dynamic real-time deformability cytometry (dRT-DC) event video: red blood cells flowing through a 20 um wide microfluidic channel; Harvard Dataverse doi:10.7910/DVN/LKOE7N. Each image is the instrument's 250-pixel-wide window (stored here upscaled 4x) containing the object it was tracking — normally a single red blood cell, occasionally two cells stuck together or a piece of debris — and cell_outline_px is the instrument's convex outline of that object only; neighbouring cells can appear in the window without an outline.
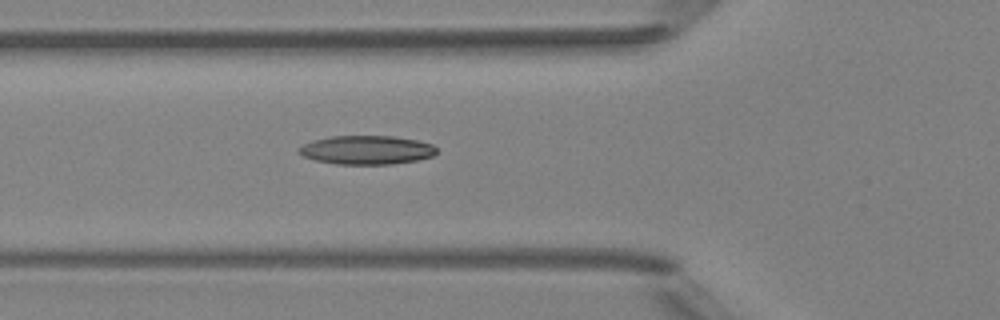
{"species": "Egyptian fruit bat (a non-hibernating species)", "species_latin": "Rousettus aegyptiacus", "temperature_condition": "room temperature", "stored_images_in_passage": 5, "camera_frame_rate_fps": 3000, "um_per_image_px": 0.085, "animal": {"sex": "female"}, "frame": {"image": 1, "passage_image": 5, "time_ms": 5.333, "image_size_px": [1000, 320], "cell_outline_px": [[436, 152], [432, 156], [416, 160], [392, 164], [336, 164], [316, 160], [304, 156], [296, 152], [296, 148], [312, 140], [332, 136], [392, 136], [416, 140], [432, 144], [436, 148]], "centroid_in_image_um": [31.12, 12.74], "position_along_channel_um": 94.7, "area_um2": 23.06}}